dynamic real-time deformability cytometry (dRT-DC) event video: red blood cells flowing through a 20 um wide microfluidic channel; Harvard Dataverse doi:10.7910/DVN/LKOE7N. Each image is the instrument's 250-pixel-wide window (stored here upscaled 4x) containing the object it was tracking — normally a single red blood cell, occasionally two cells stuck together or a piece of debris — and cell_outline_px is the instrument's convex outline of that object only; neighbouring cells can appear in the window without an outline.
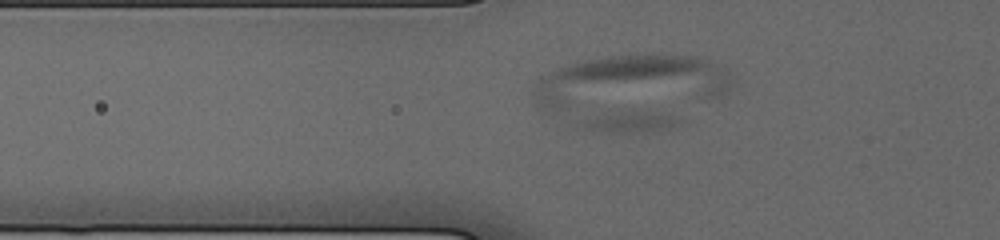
{"species": "human", "species_latin": "Homo sapiens", "temperature_condition": "cold", "stored_images_in_passage": 6, "camera_frame_rate_fps": 3000, "um_per_image_px": 0.085, "donor": {"sex": "male"}, "frame": {"image": 1, "passage_image": 2, "time_ms": 0.333, "image_size_px": [1000, 240], "cell_outline_px": [[736, 80], [720, 96], [552, 116], [540, 112], [536, 104], [536, 80], [560, 68], [572, 64], [588, 60], [612, 56], [644, 52], [688, 56], [708, 60], [720, 68]], "centroid_in_image_um": [53.45, 7.05], "position_along_channel_um": 72.4, "area_um2": 63.93}}